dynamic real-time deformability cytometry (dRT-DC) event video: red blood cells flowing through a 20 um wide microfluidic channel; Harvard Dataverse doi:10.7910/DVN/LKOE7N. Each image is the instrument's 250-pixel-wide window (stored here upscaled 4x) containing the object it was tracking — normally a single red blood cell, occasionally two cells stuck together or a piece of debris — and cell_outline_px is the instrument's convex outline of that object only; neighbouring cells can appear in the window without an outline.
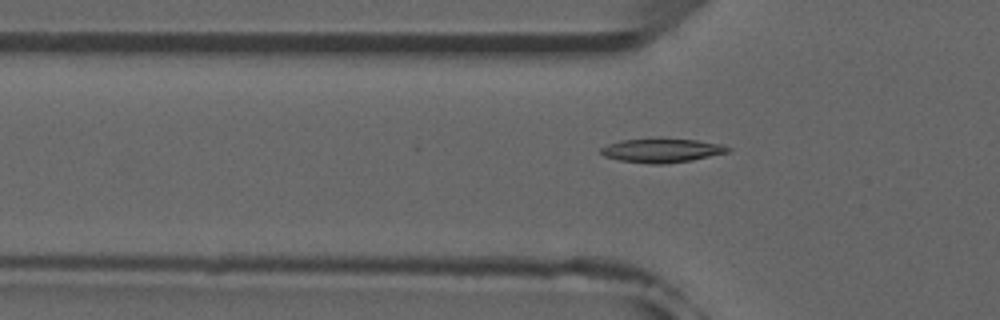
{"species": "common noctule bat (a hibernating species)", "species_latin": "Nyctalus noctula", "temperature_condition": "room temperature", "stored_images_in_passage": 25, "camera_frame_rate_fps": 3000, "um_per_image_px": 0.085, "animal": {"sex": "male", "forearm_length_mm": 52.5}, "frame": {"image": 1, "passage_image": 17, "time_ms": 5.333, "image_size_px": [1000, 320], "cell_outline_px": [[732, 148], [728, 152], [692, 160], [664, 164], [652, 164], [620, 160], [604, 156], [600, 152], [600, 148], [608, 144], [620, 140], [696, 140], [720, 144]], "centroid_in_image_um": [56.24, 12.81], "position_along_channel_um": 69.6, "area_um2": 17.17}}
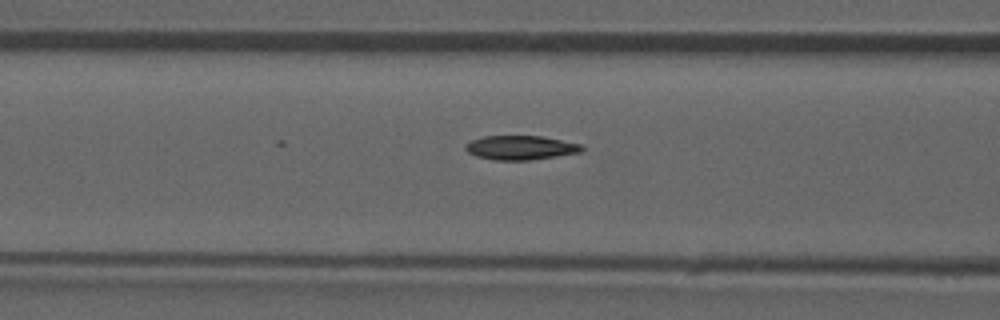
{"frame": {"image": 2, "passage_image": 21, "time_ms": 6.667, "image_size_px": [1000, 320], "cell_outline_px": [[584, 148], [580, 152], [556, 156], [528, 160], [492, 160], [476, 156], [468, 152], [464, 148], [464, 144], [472, 140], [484, 136], [540, 136], [580, 144]], "centroid_in_image_um": [44.19, 12.55], "position_along_channel_um": 122.4, "area_um2": 16.24}}